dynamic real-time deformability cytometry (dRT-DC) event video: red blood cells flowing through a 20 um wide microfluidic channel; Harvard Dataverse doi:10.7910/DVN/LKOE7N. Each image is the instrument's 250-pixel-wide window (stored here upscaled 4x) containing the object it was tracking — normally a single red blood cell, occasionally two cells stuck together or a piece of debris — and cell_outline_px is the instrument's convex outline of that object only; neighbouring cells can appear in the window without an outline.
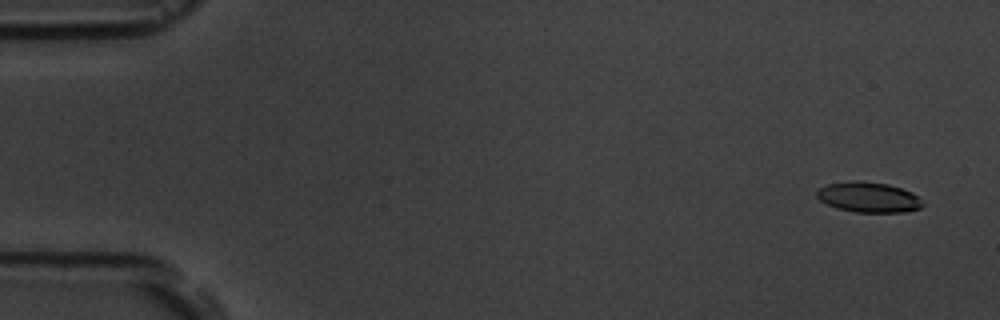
{"species": "common noctule bat (a hibernating species)", "species_latin": "Nyctalus noctula", "temperature_condition": "room temperature", "stored_images_in_passage": 5, "camera_frame_rate_fps": 3000, "um_per_image_px": 0.085, "animal": {"sex": "male", "body_mass_g": 19.5, "forearm_length_mm": 54.6}, "frame": {"image": 1, "passage_image": 1, "time_ms": 0.0, "image_size_px": [1000, 320], "cell_outline_px": [[924, 204], [920, 208], [904, 212], [856, 212], [836, 208], [820, 200], [816, 196], [816, 192], [820, 188], [828, 184], [856, 180], [888, 184], [912, 192]], "centroid_in_image_um": [73.81, 16.76], "position_along_channel_um": 11.2, "area_um2": 18.5}}
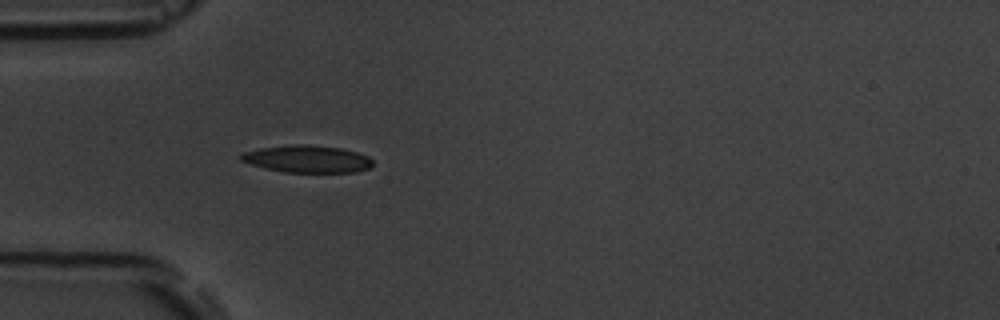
{"frame": {"image": 2, "passage_image": 5, "time_ms": 4.667, "image_size_px": [1000, 320], "cell_outline_px": [[372, 164], [368, 168], [356, 172], [284, 172], [264, 168], [240, 160], [236, 156], [244, 152], [260, 148], [292, 144], [304, 144], [340, 148], [356, 152], [368, 156], [372, 160]], "centroid_in_image_um": [26.07, 13.51], "position_along_channel_um": 58.9, "area_um2": 20.87}}